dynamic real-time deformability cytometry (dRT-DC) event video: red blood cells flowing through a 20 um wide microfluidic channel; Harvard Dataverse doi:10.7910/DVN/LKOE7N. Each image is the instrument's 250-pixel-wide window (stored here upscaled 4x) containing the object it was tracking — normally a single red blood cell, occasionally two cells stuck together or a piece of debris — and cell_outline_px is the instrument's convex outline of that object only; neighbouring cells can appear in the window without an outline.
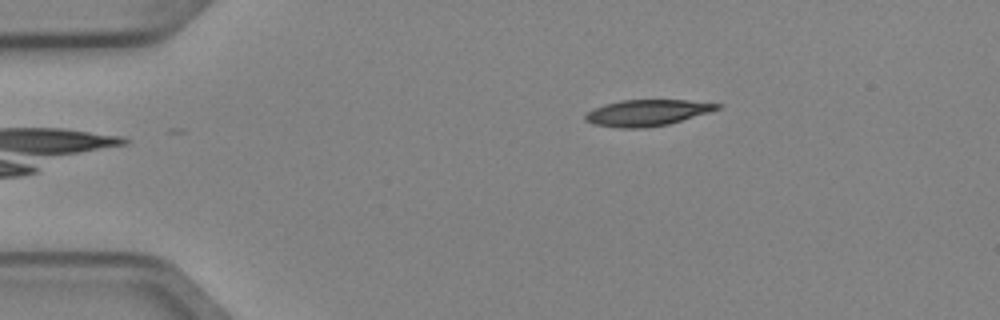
{"species": "Egyptian fruit bat (a non-hibernating species)", "species_latin": "Rousettus aegyptiacus", "temperature_condition": "cold", "stored_images_in_passage": 5, "camera_frame_rate_fps": 3000, "um_per_image_px": 0.085, "animal": {"sex": "female"}, "frame": {"image": 1, "passage_image": 5, "time_ms": 1.333, "image_size_px": [1000, 320], "cell_outline_px": [[724, 104], [720, 108], [708, 112], [668, 124], [644, 128], [620, 128], [592, 124], [584, 120], [584, 116], [588, 112], [604, 104], [620, 100], [688, 100]], "centroid_in_image_um": [54.99, 9.58], "position_along_channel_um": 30.0, "area_um2": 20.06}}